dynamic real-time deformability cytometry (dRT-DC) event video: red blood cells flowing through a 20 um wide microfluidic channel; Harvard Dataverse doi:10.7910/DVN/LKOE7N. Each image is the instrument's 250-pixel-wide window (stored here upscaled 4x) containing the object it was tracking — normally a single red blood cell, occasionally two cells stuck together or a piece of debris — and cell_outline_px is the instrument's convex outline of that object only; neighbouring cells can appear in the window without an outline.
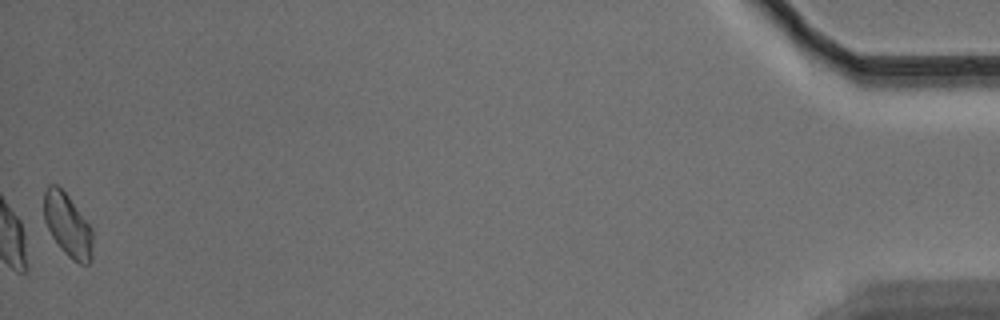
{"species": "Egyptian fruit bat (a non-hibernating species)", "species_latin": "Rousettus aegyptiacus", "temperature_condition": "warm", "stored_images_in_passage": 47, "camera_frame_rate_fps": 3000, "um_per_image_px": 0.085, "animal": {"sex": "male"}, "frame": {"image": 1, "passage_image": 47, "time_ms": 15.333, "image_size_px": [1000, 320], "cell_outline_px": [[92, 260], [88, 264], [80, 264], [72, 260], [60, 248], [52, 236], [44, 220], [44, 192], [48, 184], [56, 184], [68, 196], [92, 228]], "centroid_in_image_um": [5.75, 19.15], "position_along_channel_um": 429.4, "area_um2": 17.86}, "authors_computed_cell_mechanics": {"area_um2": 18.3804, "velocity_mm_per_s": 3.5093, "shape_relaxation_time_tau1_ms": 2.9309, "shape_relaxation_time_tau2_ms": 2.6687, "deformation_change_tau1": 0.1124, "deformation_change_tau2": 0.075}}